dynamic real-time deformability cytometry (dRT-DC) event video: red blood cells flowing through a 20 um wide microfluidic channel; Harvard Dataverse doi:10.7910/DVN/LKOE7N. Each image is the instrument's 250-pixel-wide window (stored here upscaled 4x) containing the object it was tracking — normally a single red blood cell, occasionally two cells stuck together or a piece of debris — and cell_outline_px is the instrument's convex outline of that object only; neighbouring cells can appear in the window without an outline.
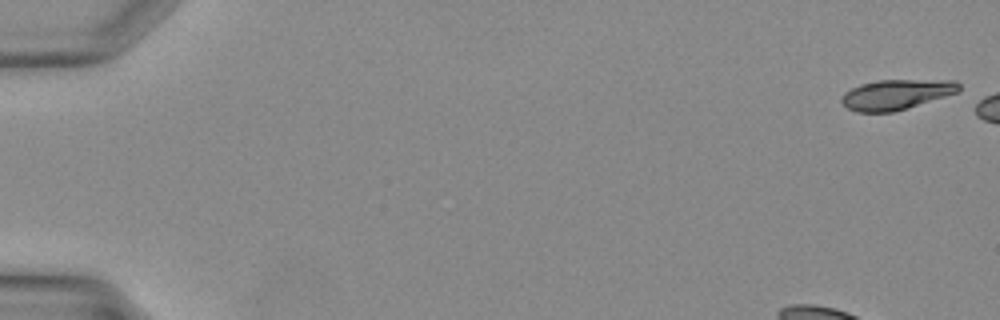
{"species": "Egyptian fruit bat (a non-hibernating species)", "species_latin": "Rousettus aegyptiacus", "temperature_condition": "warm", "stored_images_in_passage": 38, "camera_frame_rate_fps": 3000, "um_per_image_px": 0.085, "animal": {"sex": "female"}, "frame": {"image": 1, "passage_image": 1, "time_ms": 0.0, "image_size_px": [1000, 320], "cell_outline_px": [[960, 92], [892, 112], [856, 112], [848, 108], [840, 100], [840, 96], [844, 92], [860, 84], [876, 80], [956, 80], [960, 84]], "centroid_in_image_um": [76.18, 8.02], "position_along_channel_um": 8.8, "area_um2": 20.63}}